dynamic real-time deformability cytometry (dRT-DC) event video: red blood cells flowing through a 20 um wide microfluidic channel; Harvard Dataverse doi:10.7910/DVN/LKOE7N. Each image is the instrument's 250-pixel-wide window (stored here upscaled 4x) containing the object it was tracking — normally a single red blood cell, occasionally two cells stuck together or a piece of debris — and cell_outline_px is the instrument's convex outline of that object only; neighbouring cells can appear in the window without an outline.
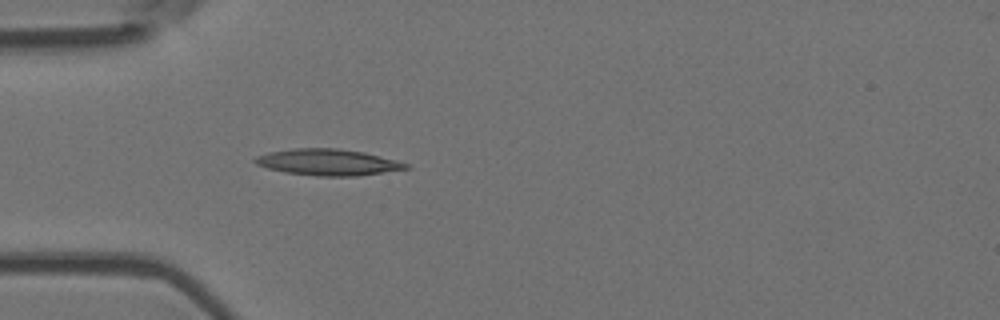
{"species": "Egyptian fruit bat (a non-hibernating species)", "species_latin": "Rousettus aegyptiacus", "temperature_condition": "room temperature", "stored_images_in_passage": 4, "camera_frame_rate_fps": 3000, "um_per_image_px": 0.085, "animal": {"sex": "female"}, "frame": {"image": 1, "passage_image": 4, "time_ms": 1.0, "image_size_px": [1000, 320], "cell_outline_px": [[412, 168], [356, 176], [316, 176], [284, 172], [268, 168], [256, 164], [252, 160], [256, 156], [268, 152], [292, 148], [336, 148], [364, 152], [396, 160], [408, 164]], "centroid_in_image_um": [27.85, 13.79], "position_along_channel_um": 57.1, "area_um2": 23.18}}